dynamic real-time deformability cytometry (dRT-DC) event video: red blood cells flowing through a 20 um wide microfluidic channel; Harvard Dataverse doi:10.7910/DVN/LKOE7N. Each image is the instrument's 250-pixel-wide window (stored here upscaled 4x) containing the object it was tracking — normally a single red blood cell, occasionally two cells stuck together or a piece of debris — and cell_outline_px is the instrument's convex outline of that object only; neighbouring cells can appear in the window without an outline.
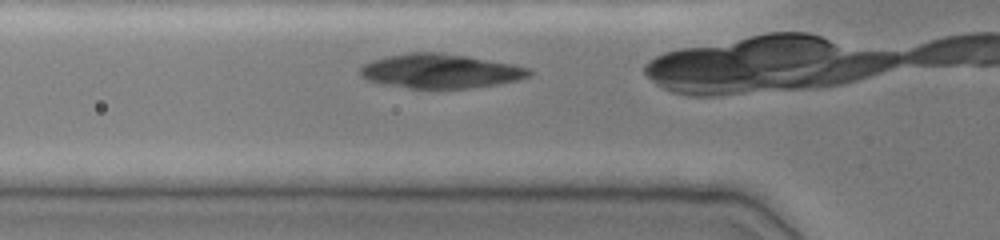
{"species": "common noctule bat (a hibernating species)", "species_latin": "Nyctalus noctula", "temperature_condition": "cold", "stored_images_in_passage": 7, "camera_frame_rate_fps": 3000, "um_per_image_px": 0.085, "animal": {"sex": "female", "body_mass_g": 19.0, "forearm_length_mm": 51.5}, "frame": {"image": 1, "passage_image": 2, "time_ms": 0.333, "image_size_px": [1000, 240], "cell_outline_px": [[532, 72], [528, 76], [520, 80], [500, 84], [472, 88], [408, 88], [384, 84], [368, 80], [360, 76], [360, 68], [364, 64], [372, 60], [388, 56], [408, 52], [440, 52], [512, 64], [532, 68]], "centroid_in_image_um": [37.45, 6.05], "position_along_channel_um": 88.4, "area_um2": 33.76}}